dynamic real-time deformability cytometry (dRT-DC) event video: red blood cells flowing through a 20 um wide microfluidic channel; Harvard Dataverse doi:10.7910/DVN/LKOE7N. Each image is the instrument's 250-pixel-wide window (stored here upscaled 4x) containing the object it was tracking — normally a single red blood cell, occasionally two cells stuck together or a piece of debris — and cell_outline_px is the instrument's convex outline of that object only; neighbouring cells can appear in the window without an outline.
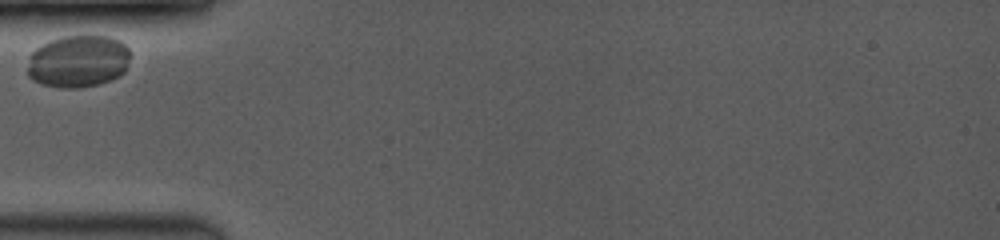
{"species": "common noctule bat (a hibernating species)", "species_latin": "Nyctalus noctula", "temperature_condition": "room temperature", "stored_images_in_passage": 4, "camera_frame_rate_fps": 3500, "um_per_image_px": 0.085, "animal": {"sex": "female", "body_mass_g": 19.0, "forearm_length_mm": 53.3}, "frame": {"image": 1, "passage_image": 1, "time_ms": 0.0, "image_size_px": [1000, 240], "cell_outline_px": [[128, 56], [124, 72], [120, 76], [112, 80], [100, 84], [80, 88], [60, 88], [40, 84], [32, 80], [28, 76], [28, 56], [36, 48], [52, 40], [64, 36], [108, 36], [120, 40], [128, 48]], "centroid_in_image_um": [6.62, 5.23], "position_along_channel_um": 78.4, "area_um2": 31.5}}